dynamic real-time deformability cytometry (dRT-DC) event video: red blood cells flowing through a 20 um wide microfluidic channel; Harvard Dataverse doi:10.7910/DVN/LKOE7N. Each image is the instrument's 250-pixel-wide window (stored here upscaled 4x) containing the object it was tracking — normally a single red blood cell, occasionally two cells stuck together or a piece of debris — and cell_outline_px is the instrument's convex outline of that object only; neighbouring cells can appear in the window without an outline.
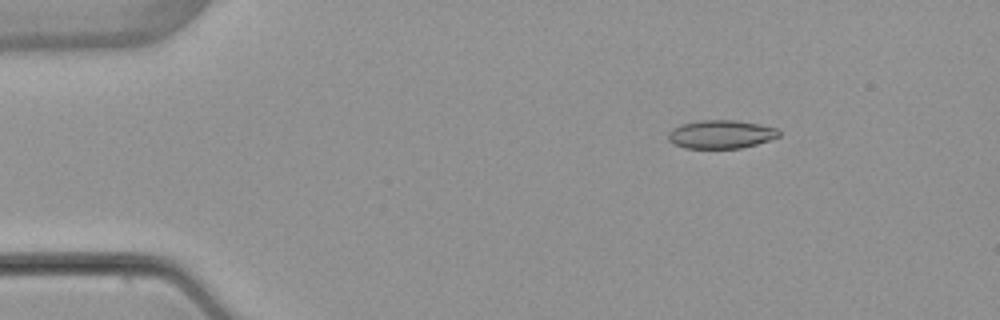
{"species": "common noctule bat (a hibernating species)", "species_latin": "Nyctalus noctula", "temperature_condition": "warm", "stored_images_in_passage": 3, "camera_frame_rate_fps": 3000, "um_per_image_px": 0.085, "animal": {"sex": "female", "body_mass_g": 22.7, "forearm_length_mm": 54.2}, "frame": {"image": 1, "passage_image": 1, "time_ms": 0.0, "image_size_px": [1000, 320], "cell_outline_px": [[780, 136], [756, 144], [740, 148], [684, 148], [668, 140], [668, 132], [672, 128], [680, 124], [700, 120], [736, 120], [760, 124], [776, 128], [780, 132]], "centroid_in_image_um": [61.26, 11.4], "position_along_channel_um": 23.7, "area_um2": 18.32}}